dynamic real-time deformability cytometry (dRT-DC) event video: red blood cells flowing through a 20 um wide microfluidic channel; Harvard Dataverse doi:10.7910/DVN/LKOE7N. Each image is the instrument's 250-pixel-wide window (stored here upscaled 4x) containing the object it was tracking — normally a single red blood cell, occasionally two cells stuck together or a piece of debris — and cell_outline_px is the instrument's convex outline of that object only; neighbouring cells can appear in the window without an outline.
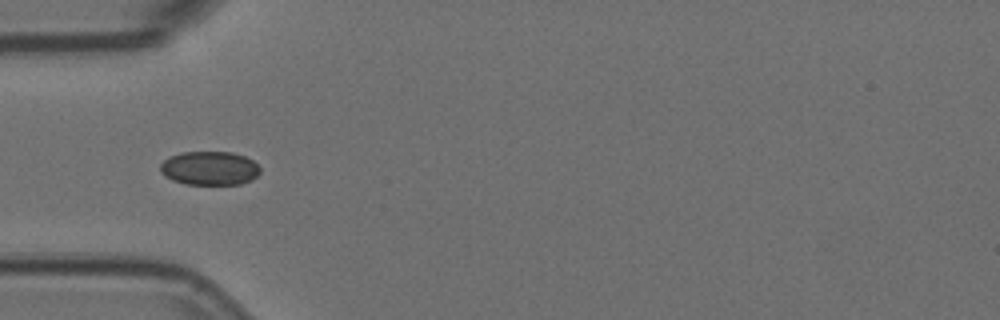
{"species": "Egyptian fruit bat (a non-hibernating species)", "species_latin": "Rousettus aegyptiacus", "temperature_condition": "room temperature", "stored_images_in_passage": 29, "camera_frame_rate_fps": 3000, "um_per_image_px": 0.085, "animal": {"sex": "female"}, "frame": {"image": 1, "passage_image": 9, "time_ms": 2.667, "image_size_px": [1000, 320], "cell_outline_px": [[260, 172], [252, 180], [240, 184], [184, 184], [172, 180], [164, 176], [160, 172], [160, 164], [168, 156], [180, 152], [232, 152], [244, 156], [252, 160], [260, 168]], "centroid_in_image_um": [17.78, 14.3], "position_along_channel_um": 67.2, "area_um2": 19.83}}
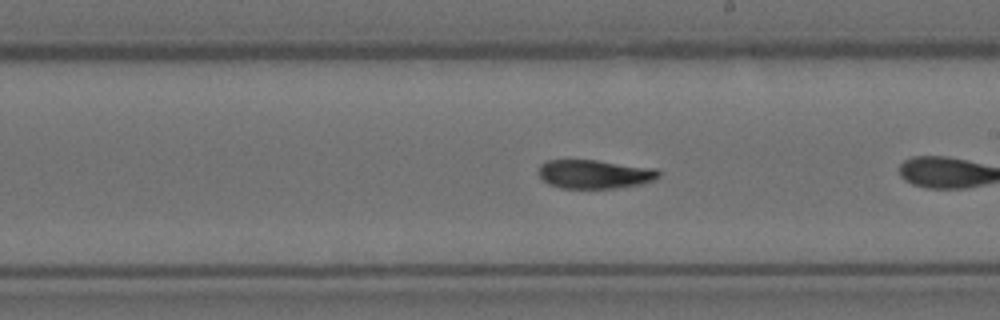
{"frame": {"image": 2, "passage_image": 17, "time_ms": 5.333, "image_size_px": [1000, 320], "cell_outline_px": [[660, 176], [652, 180], [640, 184], [616, 188], [560, 188], [548, 184], [540, 176], [540, 164], [548, 160], [596, 160], [656, 168], [660, 172]], "centroid_in_image_um": [50.55, 14.8], "position_along_channel_um": 238.4, "area_um2": 20.06}}